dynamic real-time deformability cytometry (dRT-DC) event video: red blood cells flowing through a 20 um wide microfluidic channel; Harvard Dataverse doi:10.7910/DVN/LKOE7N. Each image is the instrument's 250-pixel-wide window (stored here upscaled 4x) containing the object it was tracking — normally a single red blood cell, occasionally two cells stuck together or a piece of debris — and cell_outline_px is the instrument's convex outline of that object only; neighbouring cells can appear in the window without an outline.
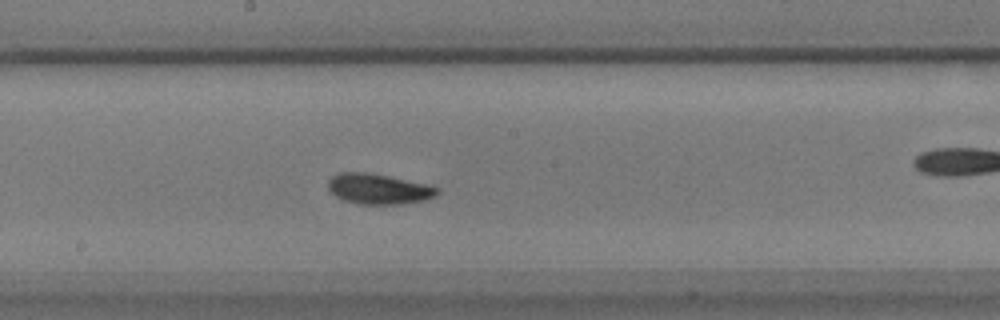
{"species": "common noctule bat (a hibernating species)", "species_latin": "Nyctalus noctula", "temperature_condition": "warm", "stored_images_in_passage": 50, "camera_frame_rate_fps": 3000, "um_per_image_px": 0.085, "animal": {"sex": "male", "body_mass_g": 17.9}, "frame": {"image": 1, "passage_image": 22, "time_ms": 7.0, "image_size_px": [1000, 320], "cell_outline_px": [[440, 192], [436, 196], [424, 200], [400, 204], [360, 204], [344, 200], [336, 196], [328, 188], [328, 180], [332, 176], [340, 172], [364, 172], [388, 176], [424, 184], [440, 188]], "centroid_in_image_um": [32.17, 16.06], "position_along_channel_um": 216.0, "area_um2": 19.13}}
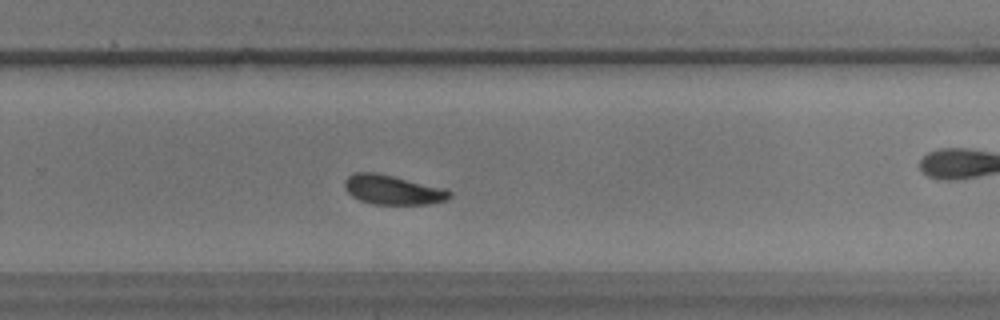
{"frame": {"image": 2, "passage_image": 29, "time_ms": 9.333, "image_size_px": [1000, 320], "cell_outline_px": [[452, 196], [448, 200], [428, 204], [372, 204], [360, 200], [352, 196], [344, 188], [344, 180], [348, 176], [356, 172], [376, 172], [448, 188], [452, 192]], "centroid_in_image_um": [33.43, 16.13], "position_along_channel_um": 296.4, "area_um2": 18.32}}
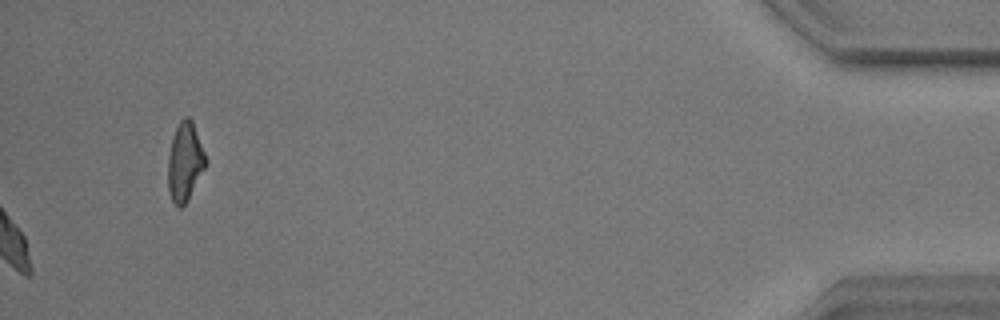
{"frame": {"image": 3, "passage_image": 50, "time_ms": 16.333, "image_size_px": [1000, 320], "cell_outline_px": [[208, 160], [188, 200], [180, 208], [176, 208], [168, 192], [168, 156], [172, 136], [180, 120], [184, 116], [188, 116], [192, 120]], "centroid_in_image_um": [15.71, 13.75], "position_along_channel_um": 419.5, "area_um2": 17.4}, "authors_computed_cell_mechanics": {"area_um2": 18.1492, "velocity_mm_per_s": 3.465, "shape_relaxation_time_tau1_ms": 2.183, "shape_relaxation_time_tau2_ms": 9.6884, "deformation_change_tau1": 0.1043, "deformation_change_tau2": 0.1418}}